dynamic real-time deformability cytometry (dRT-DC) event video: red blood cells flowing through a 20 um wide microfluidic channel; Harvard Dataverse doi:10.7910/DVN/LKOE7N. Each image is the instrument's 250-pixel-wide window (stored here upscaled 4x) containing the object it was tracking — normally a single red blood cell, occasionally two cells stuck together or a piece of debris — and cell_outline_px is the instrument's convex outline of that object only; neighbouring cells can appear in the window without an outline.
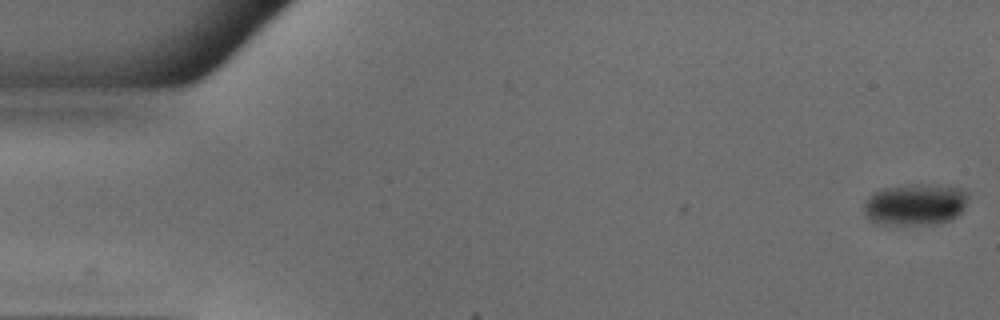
{"species": "common noctule bat (a hibernating species)", "species_latin": "Nyctalus noctula", "temperature_condition": "warm", "stored_images_in_passage": 34, "camera_frame_rate_fps": 3000, "um_per_image_px": 0.085, "animal": {"sex": "male", "body_mass_g": 18.8}, "frame": {"image": 1, "passage_image": 1, "time_ms": 0.0, "image_size_px": [1000, 320], "cell_outline_px": [[968, 196], [964, 208], [956, 216], [948, 220], [936, 224], [884, 224], [868, 220], [864, 216], [864, 204], [868, 196], [872, 192], [884, 188], [904, 184], [924, 184], [960, 188], [968, 192]], "centroid_in_image_um": [77.76, 17.37], "position_along_channel_um": 7.2, "area_um2": 25.37}}
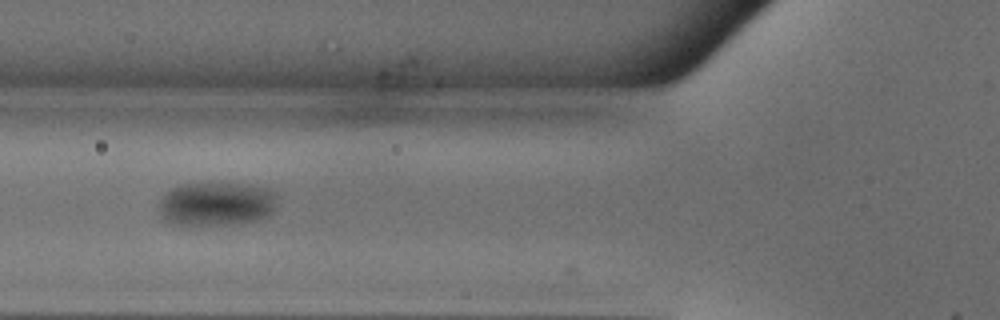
{"frame": {"image": 2, "passage_image": 19, "time_ms": 6.0, "image_size_px": [1000, 320], "cell_outline_px": [[276, 208], [268, 216], [256, 220], [224, 224], [184, 228], [168, 224], [160, 212], [160, 200], [172, 188], [180, 184], [248, 184], [268, 188], [276, 192]], "centroid_in_image_um": [18.38, 17.37], "position_along_channel_um": 107.4, "area_um2": 30.69}}
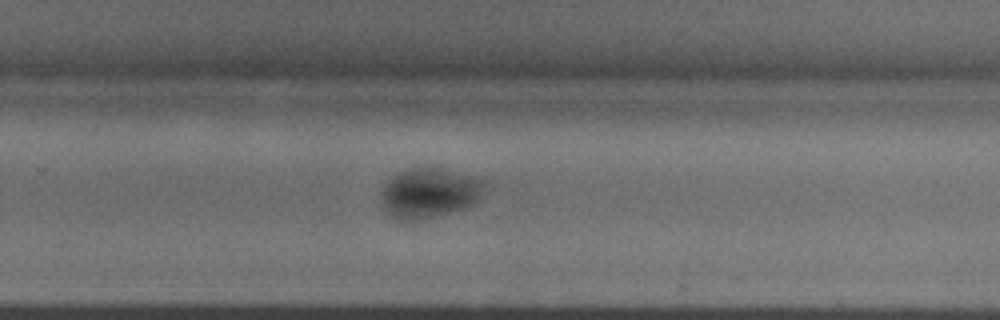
{"frame": {"image": 3, "passage_image": 33, "time_ms": 10.667, "image_size_px": [1000, 320], "cell_outline_px": [[484, 184], [476, 204], [448, 212], [432, 216], [412, 220], [400, 220], [392, 216], [384, 208], [384, 188], [388, 180], [400, 172], [412, 168], [432, 168], [480, 180]], "centroid_in_image_um": [36.46, 16.43], "position_along_channel_um": 293.3, "area_um2": 28.26}}